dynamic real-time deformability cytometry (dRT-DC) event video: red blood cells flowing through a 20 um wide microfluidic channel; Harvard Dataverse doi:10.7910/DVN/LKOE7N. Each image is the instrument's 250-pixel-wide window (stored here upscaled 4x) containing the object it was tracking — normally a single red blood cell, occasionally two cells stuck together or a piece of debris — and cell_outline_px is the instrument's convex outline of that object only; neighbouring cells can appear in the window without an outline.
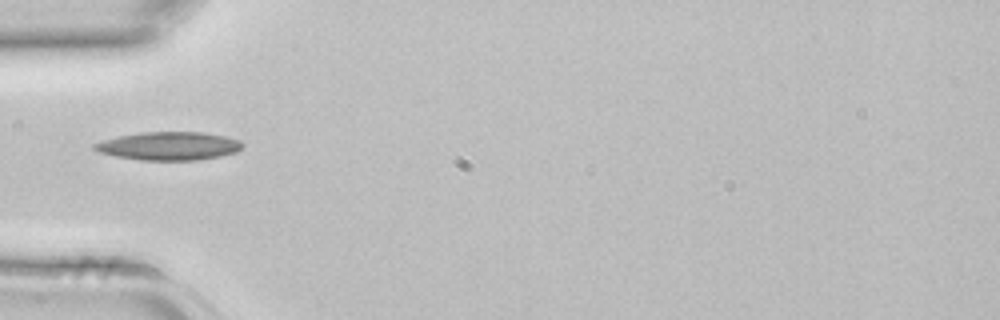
{"species": "common noctule bat (a hibernating species)", "species_latin": "Nyctalus noctula", "temperature_condition": "room temperature", "stored_images_in_passage": 4, "camera_frame_rate_fps": 3000, "um_per_image_px": 0.085, "animal": {"sex": "female", "body_mass_g": 22.7, "forearm_length_mm": 54.2}, "frame": {"image": 1, "passage_image": 4, "time_ms": 1.0, "image_size_px": [1000, 320], "cell_outline_px": [[244, 144], [236, 152], [220, 156], [196, 160], [140, 160], [116, 156], [100, 152], [92, 148], [92, 144], [116, 136], [140, 132], [204, 132], [224, 136], [240, 140]], "centroid_in_image_um": [14.34, 12.4], "position_along_channel_um": 70.7, "area_um2": 24.39}}